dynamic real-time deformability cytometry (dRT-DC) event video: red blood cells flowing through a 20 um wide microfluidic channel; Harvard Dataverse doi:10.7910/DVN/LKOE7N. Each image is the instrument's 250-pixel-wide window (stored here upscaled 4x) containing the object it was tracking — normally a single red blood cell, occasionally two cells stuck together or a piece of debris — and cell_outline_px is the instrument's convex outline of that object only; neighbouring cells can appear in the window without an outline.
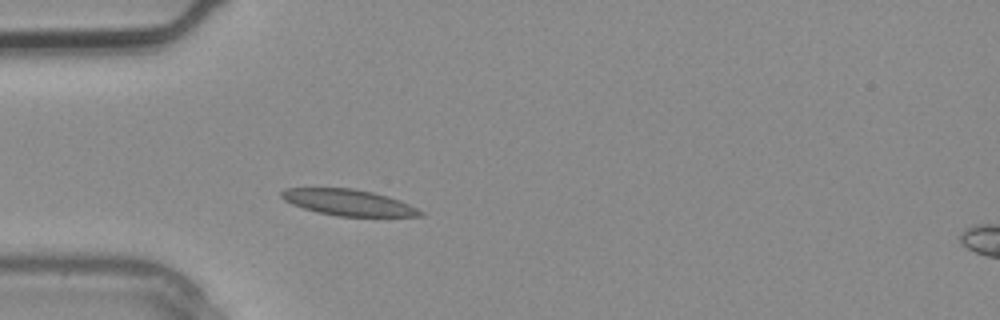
{"species": "common noctule bat (a hibernating species)", "species_latin": "Nyctalus noctula", "temperature_condition": "warm", "stored_images_in_passage": 3, "camera_frame_rate_fps": 3000, "um_per_image_px": 0.085, "animal": {"sex": "male", "body_mass_g": 20.4}, "frame": {"image": 1, "passage_image": 2, "time_ms": 0.333, "image_size_px": [1000, 320], "cell_outline_px": [[424, 216], [336, 216], [304, 208], [292, 204], [284, 200], [280, 196], [280, 192], [284, 188], [356, 188], [388, 196], [400, 200], [424, 212]], "centroid_in_image_um": [29.61, 17.2], "position_along_channel_um": 55.4, "area_um2": 21.04}}